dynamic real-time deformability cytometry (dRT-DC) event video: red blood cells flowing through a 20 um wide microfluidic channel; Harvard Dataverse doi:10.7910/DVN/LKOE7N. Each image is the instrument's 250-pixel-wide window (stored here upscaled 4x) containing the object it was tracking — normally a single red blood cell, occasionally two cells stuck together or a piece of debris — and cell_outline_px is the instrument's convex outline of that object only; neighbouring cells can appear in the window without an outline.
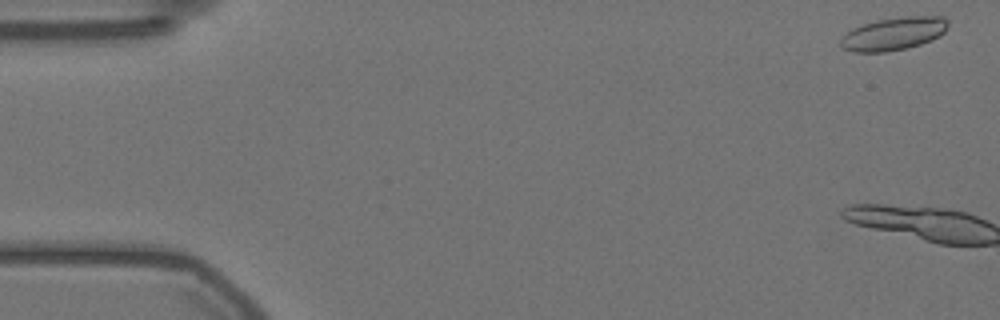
{"species": "Egyptian fruit bat (a non-hibernating species)", "species_latin": "Rousettus aegyptiacus", "temperature_condition": "warm", "stored_images_in_passage": 3, "camera_frame_rate_fps": 3000, "um_per_image_px": 0.085, "animal": {"sex": "female"}, "frame": {"image": 1, "passage_image": 2, "time_ms": 0.333, "image_size_px": [1000, 320], "cell_outline_px": [[948, 24], [944, 32], [940, 36], [932, 40], [908, 48], [884, 52], [852, 52], [840, 48], [840, 40], [852, 28], [876, 20], [908, 16], [944, 16], [948, 20]], "centroid_in_image_um": [75.96, 2.87], "position_along_channel_um": 9.0, "area_um2": 20.69}}